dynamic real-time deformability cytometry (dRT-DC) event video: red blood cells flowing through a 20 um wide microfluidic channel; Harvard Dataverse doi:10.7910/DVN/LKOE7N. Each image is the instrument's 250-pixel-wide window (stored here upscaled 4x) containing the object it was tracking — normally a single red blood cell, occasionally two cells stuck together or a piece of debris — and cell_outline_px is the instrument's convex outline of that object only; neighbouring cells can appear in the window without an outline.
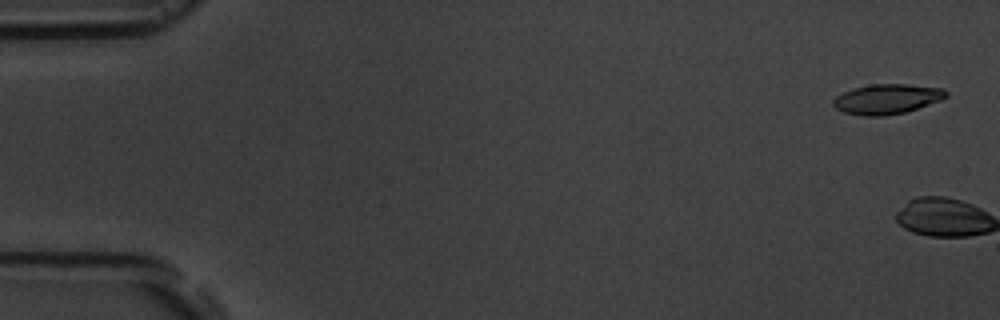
{"species": "common noctule bat (a hibernating species)", "species_latin": "Nyctalus noctula", "temperature_condition": "room temperature", "stored_images_in_passage": 7, "camera_frame_rate_fps": 3000, "um_per_image_px": 0.085, "animal": {"sex": "male", "body_mass_g": 19.5, "forearm_length_mm": 54.6}, "frame": {"image": 1, "passage_image": 1, "time_ms": 0.0, "image_size_px": [1000, 320], "cell_outline_px": [[948, 96], [940, 100], [904, 112], [884, 116], [864, 116], [844, 112], [836, 108], [832, 104], [832, 100], [836, 96], [852, 88], [872, 84], [908, 84], [944, 88], [948, 92]], "centroid_in_image_um": [75.38, 8.41], "position_along_channel_um": 9.6, "area_um2": 19.65}}